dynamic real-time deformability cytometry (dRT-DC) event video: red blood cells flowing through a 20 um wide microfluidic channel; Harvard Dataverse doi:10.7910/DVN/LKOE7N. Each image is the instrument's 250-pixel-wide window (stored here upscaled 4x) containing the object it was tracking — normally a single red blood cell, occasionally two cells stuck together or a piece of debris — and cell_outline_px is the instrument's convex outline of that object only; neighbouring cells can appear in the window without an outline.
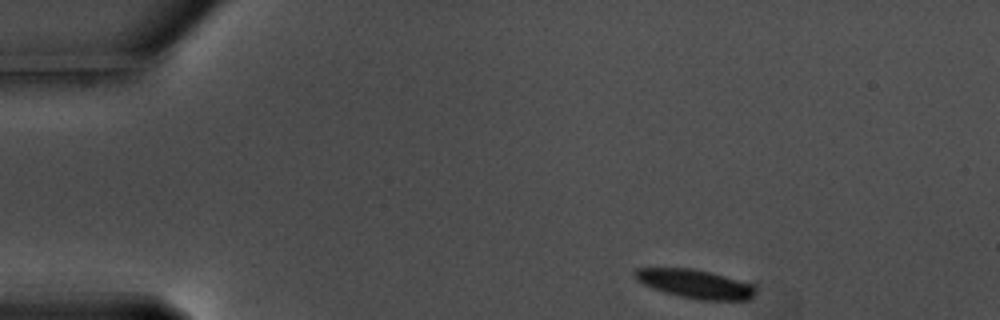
{"species": "common noctule bat (a hibernating species)", "species_latin": "Nyctalus noctula", "temperature_condition": "warm", "stored_images_in_passage": 50, "camera_frame_rate_fps": 3000, "um_per_image_px": 0.085, "animal": {"sex": "male", "body_mass_g": 17.5, "forearm_length_mm": 52.3}, "frame": {"image": 1, "passage_image": 1, "time_ms": 0.0, "image_size_px": [1000, 320], "cell_outline_px": [[756, 292], [748, 300], [696, 300], [664, 292], [652, 288], [636, 280], [636, 268], [692, 268], [756, 284]], "centroid_in_image_um": [59.14, 24.14], "position_along_channel_um": 25.9, "area_um2": 20.17}}
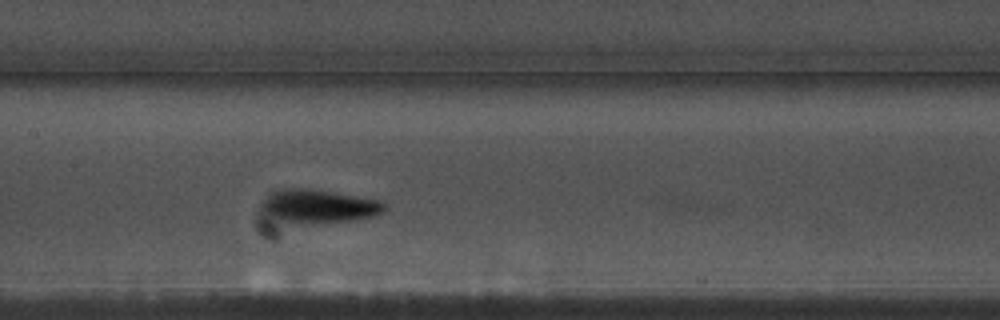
{"frame": {"image": 2, "passage_image": 21, "time_ms": 6.667, "image_size_px": [1000, 320], "cell_outline_px": [[388, 208], [384, 212], [376, 216], [356, 220], [300, 224], [292, 224], [284, 220], [264, 208], [260, 204], [260, 200], [268, 192], [280, 188], [304, 188], [332, 192], [380, 200]], "centroid_in_image_um": [27.14, 17.51], "position_along_channel_um": 180.3, "area_um2": 23.81}}
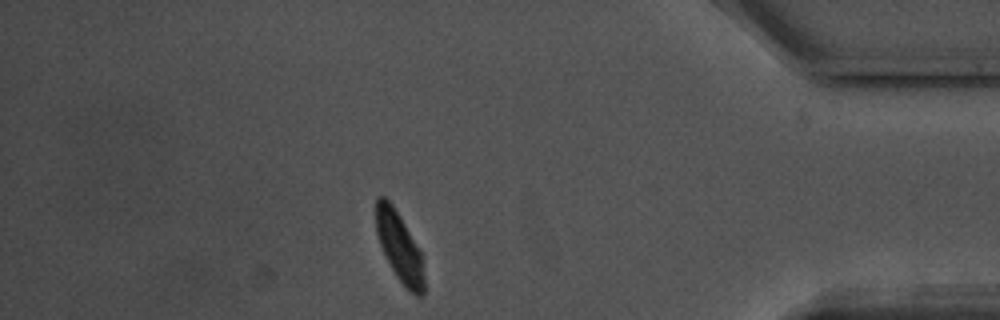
{"frame": {"image": 3, "passage_image": 43, "time_ms": 14.0, "image_size_px": [1000, 320], "cell_outline_px": [[424, 296], [416, 296], [408, 292], [396, 276], [380, 244], [376, 232], [376, 196], [384, 196], [392, 204], [400, 216], [420, 252], [424, 276]], "centroid_in_image_um": [33.95, 21.02], "position_along_channel_um": 401.3, "area_um2": 19.19}, "authors_computed_cell_mechanics": {"area_um2": 21.4149, "velocity_mm_per_s": 3.5113, "shape_relaxation_time_tau1_ms": 2.7932, "shape_relaxation_time_tau2_ms": 5.8715, "deformation_change_tau1": 0.1167, "deformation_change_tau2": 0.1137}}